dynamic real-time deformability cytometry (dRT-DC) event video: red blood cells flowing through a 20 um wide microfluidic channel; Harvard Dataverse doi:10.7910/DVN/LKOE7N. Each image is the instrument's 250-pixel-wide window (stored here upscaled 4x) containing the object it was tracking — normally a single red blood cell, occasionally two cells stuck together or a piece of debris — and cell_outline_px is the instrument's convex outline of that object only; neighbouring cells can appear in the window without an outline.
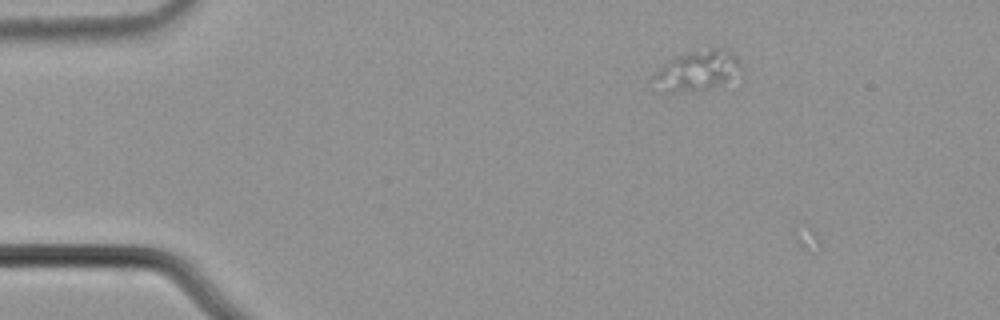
{"species": "common noctule bat (a hibernating species)", "species_latin": "Nyctalus noctula", "temperature_condition": "cold", "stored_images_in_passage": 2, "camera_frame_rate_fps": 3000, "um_per_image_px": 0.085, "animal": {"sex": "male", "body_mass_g": 21.5, "forearm_length_mm": 52.0}, "frame": {"image": 1, "passage_image": 1, "time_ms": 0.0, "image_size_px": [1000, 320], "cell_outline_px": [[744, 68], [724, 80], [704, 88], [692, 92], [660, 92], [652, 76], [668, 60], [676, 56], [724, 44], [740, 60]], "centroid_in_image_um": [59.27, 5.94], "position_along_channel_um": 25.7, "area_um2": 20.35}}